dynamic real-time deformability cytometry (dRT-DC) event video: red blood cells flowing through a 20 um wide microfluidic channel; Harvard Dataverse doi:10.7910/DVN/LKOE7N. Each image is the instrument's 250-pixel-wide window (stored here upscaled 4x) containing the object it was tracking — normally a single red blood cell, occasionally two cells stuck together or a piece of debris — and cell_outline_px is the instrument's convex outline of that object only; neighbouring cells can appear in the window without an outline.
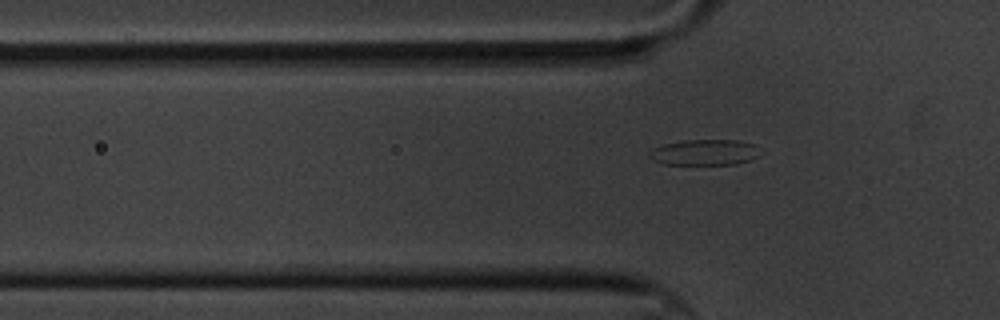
{"species": "common noctule bat (a hibernating species)", "species_latin": "Nyctalus noctula", "temperature_condition": "cold", "stored_images_in_passage": 7, "camera_frame_rate_fps": 3000, "um_per_image_px": 0.085, "animal": {"sex": "male", "body_mass_g": 20.1, "forearm_length_mm": 53.5}, "frame": {"image": 1, "passage_image": 6, "time_ms": 7.0, "image_size_px": [1000, 320], "cell_outline_px": [[764, 152], [760, 156], [736, 164], [664, 164], [652, 160], [648, 156], [648, 152], [664, 144], [684, 140], [736, 140], [756, 144]], "centroid_in_image_um": [59.96, 12.94], "position_along_channel_um": 65.8, "area_um2": 16.82}}
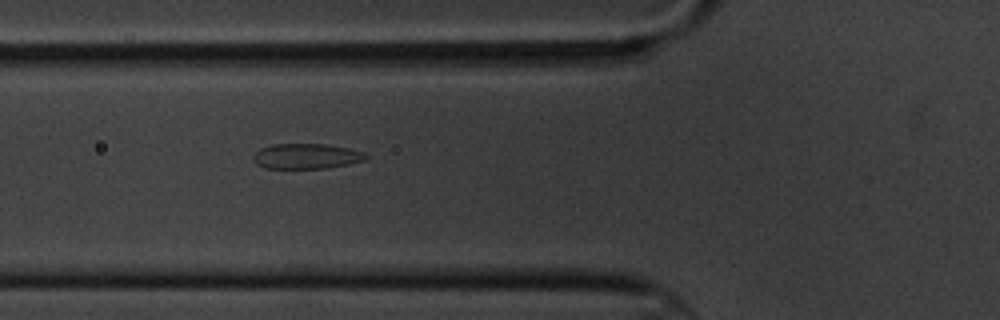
{"frame": {"image": 2, "passage_image": 7, "time_ms": 8.0, "image_size_px": [1000, 320], "cell_outline_px": [[368, 156], [364, 160], [348, 164], [324, 168], [264, 168], [256, 164], [252, 160], [252, 156], [260, 148], [272, 144], [324, 144], [348, 148], [364, 152]], "centroid_in_image_um": [25.99, 13.27], "position_along_channel_um": 99.8, "area_um2": 16.53}}